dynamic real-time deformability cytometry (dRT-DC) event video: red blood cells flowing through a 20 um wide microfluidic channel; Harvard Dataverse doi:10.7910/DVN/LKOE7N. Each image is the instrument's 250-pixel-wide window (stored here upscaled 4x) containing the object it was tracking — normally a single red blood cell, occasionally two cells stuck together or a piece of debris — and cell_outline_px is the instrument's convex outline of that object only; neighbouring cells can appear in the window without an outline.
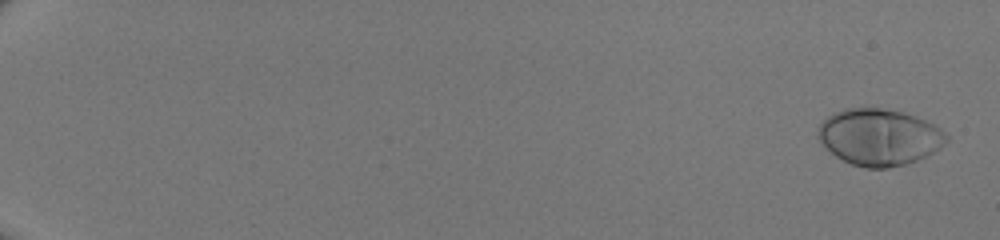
{"species": "human", "species_latin": "Homo sapiens", "temperature_condition": "room temperature", "stored_images_in_passage": 51, "camera_frame_rate_fps": 3000, "um_per_image_px": 0.085, "donor": {"sex": "male"}, "frame": {"image": 1, "passage_image": 2, "time_ms": 0.333, "image_size_px": [1000, 240], "cell_outline_px": [[948, 140], [940, 148], [916, 160], [904, 164], [888, 168], [864, 168], [852, 164], [836, 156], [816, 136], [820, 124], [828, 116], [844, 108], [880, 108], [904, 112], [916, 116], [940, 128], [948, 136]], "centroid_in_image_um": [74.74, 11.64], "position_along_channel_um": 10.3, "area_um2": 41.91}}
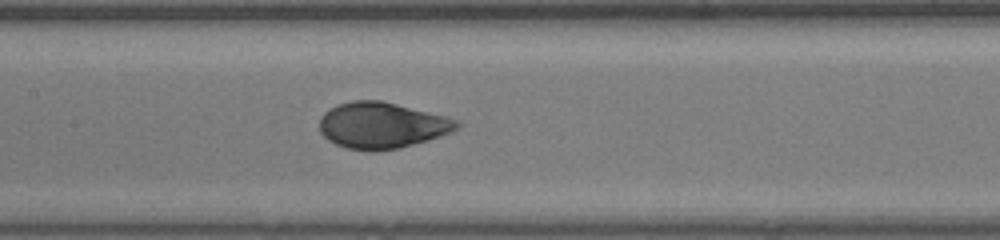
{"frame": {"image": 2, "passage_image": 29, "time_ms": 9.333, "image_size_px": [1000, 240], "cell_outline_px": [[460, 128], [452, 132], [440, 136], [412, 144], [396, 148], [372, 152], [348, 148], [336, 144], [328, 140], [320, 132], [320, 116], [328, 108], [336, 104], [352, 100], [380, 100], [448, 116], [460, 120]], "centroid_in_image_um": [32.46, 10.64], "position_along_channel_um": 174.9, "area_um2": 37.17}}
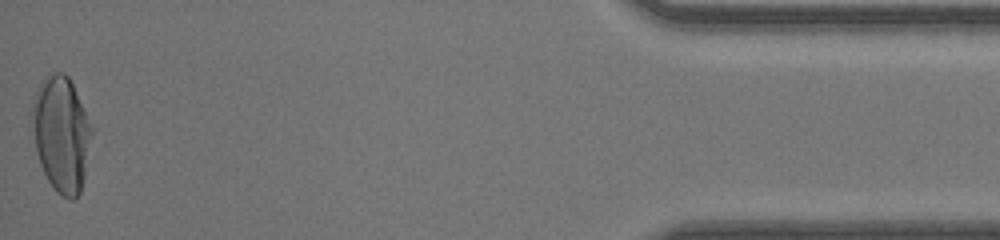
{"frame": {"image": 3, "passage_image": 51, "time_ms": 16.667, "image_size_px": [1000, 240], "cell_outline_px": [[92, 136], [84, 176], [80, 192], [72, 200], [68, 200], [56, 192], [48, 180], [40, 164], [36, 152], [36, 100], [40, 84], [48, 76], [56, 72], [64, 72], [68, 76], [92, 124]], "centroid_in_image_um": [5.29, 11.46], "position_along_channel_um": 429.9, "area_um2": 38.49}}